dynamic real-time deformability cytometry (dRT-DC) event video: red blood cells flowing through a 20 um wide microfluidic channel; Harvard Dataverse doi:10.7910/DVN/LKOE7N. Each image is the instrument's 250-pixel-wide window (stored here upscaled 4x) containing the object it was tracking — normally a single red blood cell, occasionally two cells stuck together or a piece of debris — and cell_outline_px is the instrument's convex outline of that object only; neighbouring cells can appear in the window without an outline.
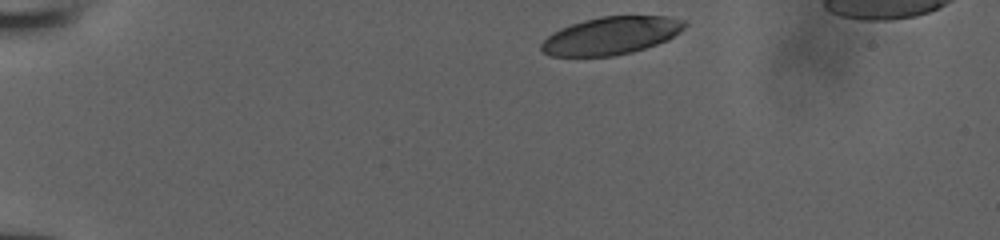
{"species": "human", "species_latin": "Homo sapiens", "temperature_condition": "room temperature", "stored_images_in_passage": 33, "camera_frame_rate_fps": 3000, "um_per_image_px": 0.085, "donor": {"sex": "male"}, "frame": {"image": 1, "passage_image": 1, "time_ms": 0.0, "image_size_px": [1000, 240], "cell_outline_px": [[688, 24], [680, 32], [668, 40], [632, 52], [612, 56], [548, 56], [540, 48], [540, 44], [552, 32], [560, 28], [584, 20], [600, 16], [668, 16], [688, 20]], "centroid_in_image_um": [51.97, 3.02], "position_along_channel_um": 33.0, "area_um2": 31.67}}
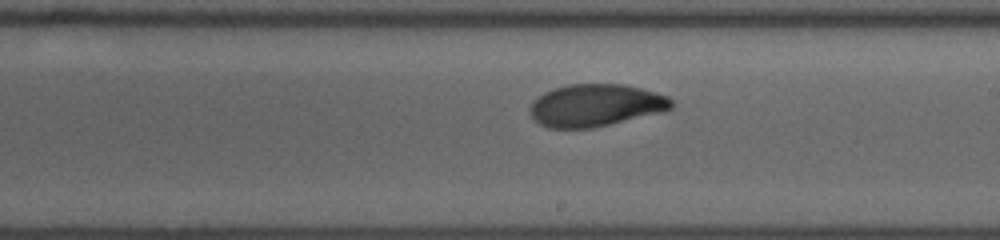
{"frame": {"image": 2, "passage_image": 20, "time_ms": 6.333, "image_size_px": [1000, 240], "cell_outline_px": [[672, 108], [664, 112], [592, 128], [548, 128], [540, 124], [532, 116], [528, 108], [532, 100], [544, 92], [552, 88], [568, 84], [624, 84], [640, 88], [668, 96], [672, 100]], "centroid_in_image_um": [50.61, 8.95], "position_along_channel_um": 238.4, "area_um2": 35.08}}
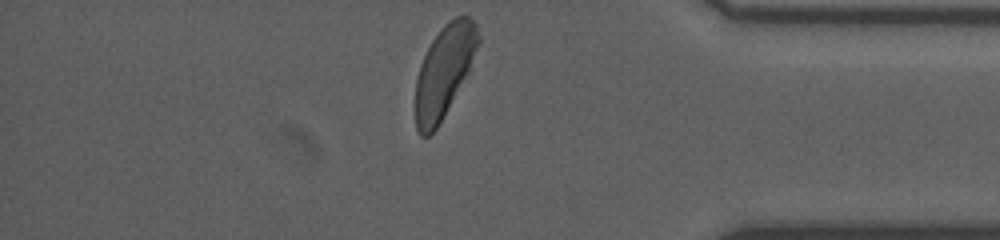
{"frame": {"image": 3, "passage_image": 33, "time_ms": 10.667, "image_size_px": [1000, 240], "cell_outline_px": [[480, 40], [468, 68], [464, 76], [436, 128], [428, 136], [420, 136], [416, 128], [416, 80], [420, 64], [432, 40], [440, 28], [444, 24], [456, 16], [468, 16], [476, 24], [480, 36]], "centroid_in_image_um": [37.72, 6.0], "position_along_channel_um": 397.5, "area_um2": 32.25}}